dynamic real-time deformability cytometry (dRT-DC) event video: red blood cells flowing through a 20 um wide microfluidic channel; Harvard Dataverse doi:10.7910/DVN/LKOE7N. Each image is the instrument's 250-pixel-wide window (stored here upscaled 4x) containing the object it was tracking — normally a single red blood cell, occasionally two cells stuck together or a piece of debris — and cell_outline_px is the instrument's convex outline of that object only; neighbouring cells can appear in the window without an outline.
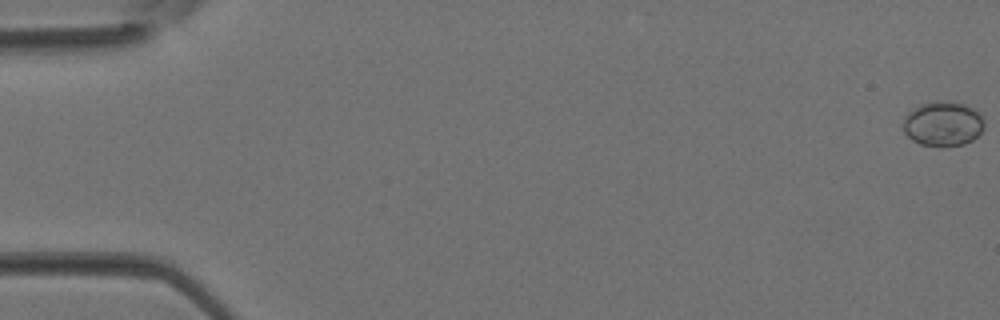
{"species": "Egyptian fruit bat (a non-hibernating species)", "species_latin": "Rousettus aegyptiacus", "temperature_condition": "room temperature", "stored_images_in_passage": 5, "camera_frame_rate_fps": 3000, "um_per_image_px": 0.085, "animal": {"sex": "female"}, "frame": {"image": 1, "passage_image": 1, "time_ms": 0.0, "image_size_px": [1000, 320], "cell_outline_px": [[984, 128], [972, 140], [964, 144], [920, 144], [912, 140], [904, 132], [904, 116], [920, 104], [936, 100], [944, 100], [964, 104], [980, 112], [984, 116]], "centroid_in_image_um": [80.17, 10.47], "position_along_channel_um": 4.8, "area_um2": 20.87}}
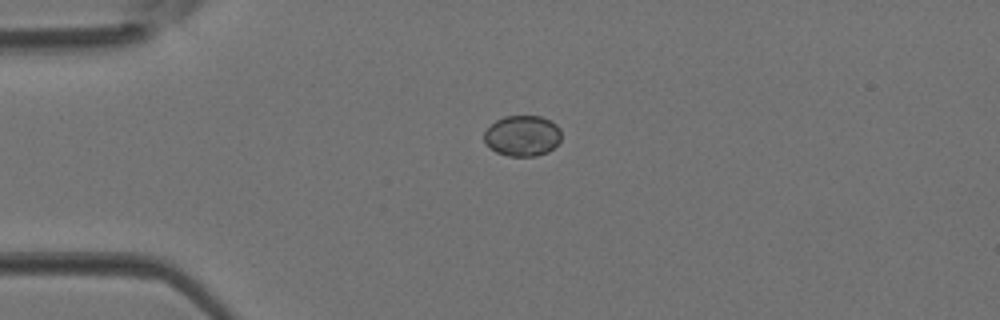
{"frame": {"image": 2, "passage_image": 4, "time_ms": 1.0, "image_size_px": [1000, 320], "cell_outline_px": [[560, 140], [548, 152], [536, 156], [508, 156], [496, 152], [488, 148], [484, 140], [484, 132], [496, 120], [504, 116], [540, 116], [552, 120], [560, 128]], "centroid_in_image_um": [44.39, 11.54], "position_along_channel_um": 40.6, "area_um2": 18.44}}